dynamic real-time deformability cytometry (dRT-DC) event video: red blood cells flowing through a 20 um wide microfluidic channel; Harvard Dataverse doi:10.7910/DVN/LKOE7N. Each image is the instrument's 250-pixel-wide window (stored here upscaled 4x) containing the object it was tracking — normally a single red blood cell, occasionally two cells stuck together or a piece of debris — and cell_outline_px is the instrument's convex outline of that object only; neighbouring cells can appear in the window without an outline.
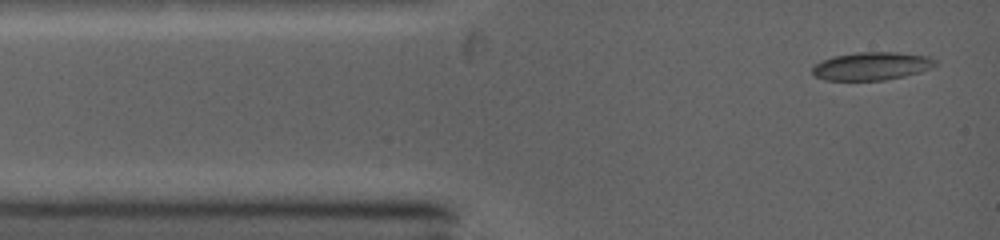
{"species": "common noctule bat (a hibernating species)", "species_latin": "Nyctalus noctula", "temperature_condition": "warm", "stored_images_in_passage": 40, "camera_frame_rate_fps": 5000, "um_per_image_px": 0.085, "animal": {"sex": "female", "body_mass_g": 19.0, "forearm_length_mm": 53.3}, "frame": {"image": 1, "passage_image": 1, "time_ms": 0.0, "image_size_px": [1000, 240], "cell_outline_px": [[936, 64], [932, 68], [920, 72], [904, 76], [884, 80], [824, 80], [812, 76], [812, 68], [820, 60], [832, 56], [860, 52], [896, 52], [928, 56], [936, 60]], "centroid_in_image_um": [74.06, 5.62], "position_along_channel_um": 10.9, "area_um2": 20.23}}
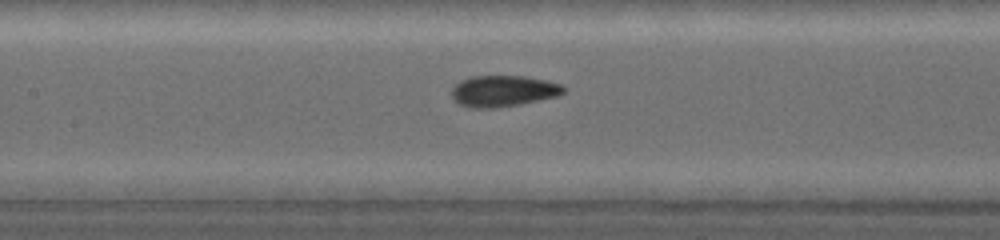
{"frame": {"image": 2, "passage_image": 18, "time_ms": 4.6, "image_size_px": [1000, 240], "cell_outline_px": [[564, 92], [556, 96], [520, 104], [496, 108], [468, 108], [460, 104], [452, 96], [452, 88], [460, 80], [472, 76], [524, 76], [544, 80], [560, 84], [564, 88]], "centroid_in_image_um": [42.73, 7.74], "position_along_channel_um": 164.7, "area_um2": 20.17}}
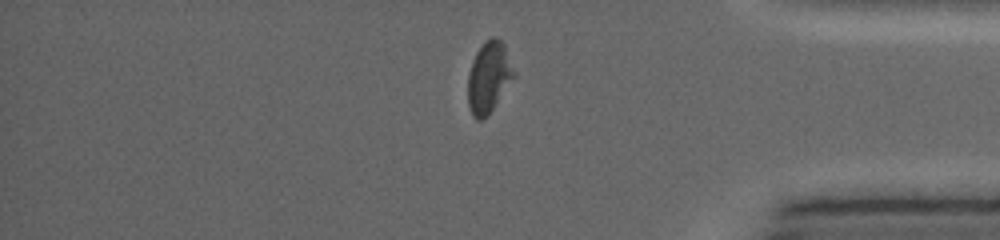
{"frame": {"image": 3, "passage_image": 39, "time_ms": 10.4, "image_size_px": [1000, 240], "cell_outline_px": [[516, 76], [488, 116], [480, 120], [476, 120], [472, 116], [468, 104], [468, 76], [472, 60], [476, 52], [492, 36], [496, 36], [504, 44], [516, 72]], "centroid_in_image_um": [41.57, 6.59], "position_along_channel_um": 393.6, "area_um2": 19.25}}